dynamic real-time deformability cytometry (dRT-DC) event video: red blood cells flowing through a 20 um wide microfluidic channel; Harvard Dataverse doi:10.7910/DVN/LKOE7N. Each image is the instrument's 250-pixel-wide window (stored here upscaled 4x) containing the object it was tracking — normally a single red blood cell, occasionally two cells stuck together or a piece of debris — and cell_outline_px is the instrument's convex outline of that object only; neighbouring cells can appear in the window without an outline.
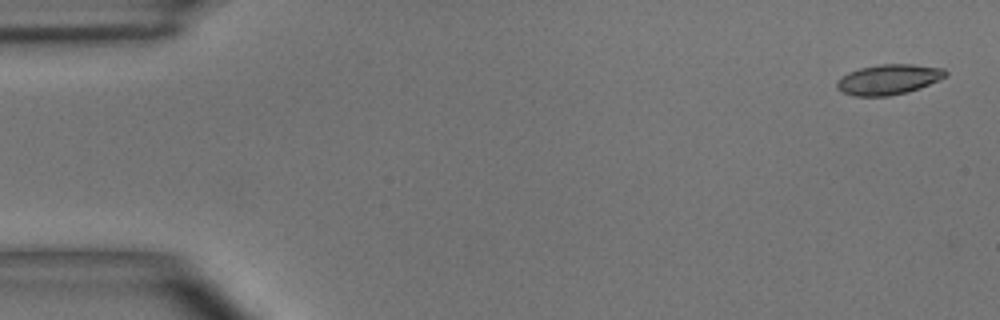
{"species": "common noctule bat (a hibernating species)", "species_latin": "Nyctalus noctula", "temperature_condition": "room temperature", "stored_images_in_passage": 6, "camera_frame_rate_fps": 3000, "um_per_image_px": 0.085, "animal": {"sex": "male", "body_mass_g": 15.6}, "frame": {"image": 1, "passage_image": 1, "time_ms": 0.0, "image_size_px": [1000, 320], "cell_outline_px": [[948, 76], [920, 88], [888, 96], [852, 96], [840, 92], [836, 88], [836, 80], [848, 72], [860, 68], [880, 64], [912, 64], [944, 68], [948, 72]], "centroid_in_image_um": [75.51, 6.75], "position_along_channel_um": 9.5, "area_um2": 19.31}}
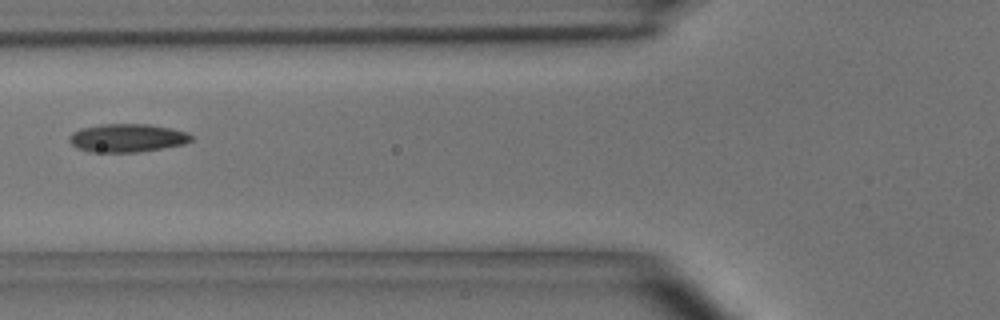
{"frame": {"image": 2, "passage_image": 6, "time_ms": 6.0, "image_size_px": [1000, 320], "cell_outline_px": [[192, 140], [184, 144], [136, 152], [88, 152], [76, 148], [68, 140], [68, 136], [72, 132], [80, 128], [100, 124], [148, 124], [172, 128], [188, 132], [192, 136]], "centroid_in_image_um": [10.77, 11.72], "position_along_channel_um": 115.0, "area_um2": 20.23}}